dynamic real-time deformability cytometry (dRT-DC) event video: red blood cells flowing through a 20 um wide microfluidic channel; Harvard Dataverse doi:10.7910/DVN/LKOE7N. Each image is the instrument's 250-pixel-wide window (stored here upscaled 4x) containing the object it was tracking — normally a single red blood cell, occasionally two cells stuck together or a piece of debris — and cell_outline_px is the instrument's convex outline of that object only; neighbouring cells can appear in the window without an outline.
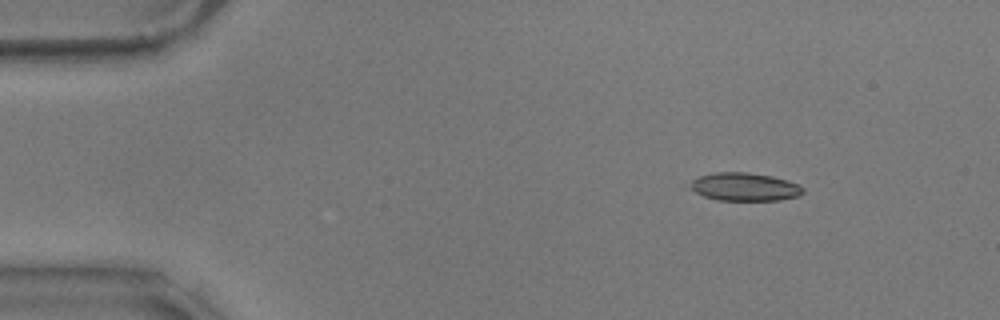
{"species": "common noctule bat (a hibernating species)", "species_latin": "Nyctalus noctula", "temperature_condition": "warm", "stored_images_in_passage": 23, "camera_frame_rate_fps": 3000, "um_per_image_px": 0.085, "animal": {"sex": "male", "body_mass_g": 17.9}, "frame": {"image": 1, "passage_image": 1, "time_ms": 0.0, "image_size_px": [1000, 320], "cell_outline_px": [[804, 192], [800, 196], [780, 200], [716, 200], [704, 196], [696, 192], [692, 188], [692, 180], [700, 176], [716, 172], [748, 172], [772, 176], [796, 184], [804, 188]], "centroid_in_image_um": [63.32, 15.88], "position_along_channel_um": 21.7, "area_um2": 18.26}}
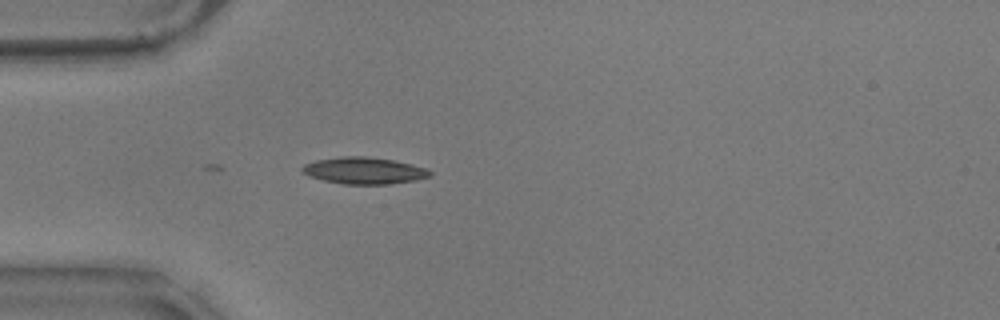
{"frame": {"image": 2, "passage_image": 10, "time_ms": 3.0, "image_size_px": [1000, 320], "cell_outline_px": [[432, 176], [416, 180], [388, 184], [344, 184], [324, 180], [308, 176], [300, 172], [300, 168], [304, 164], [316, 160], [340, 156], [364, 156], [392, 160], [412, 164], [424, 168], [432, 172]], "centroid_in_image_um": [30.91, 14.5], "position_along_channel_um": 54.1, "area_um2": 19.94}}